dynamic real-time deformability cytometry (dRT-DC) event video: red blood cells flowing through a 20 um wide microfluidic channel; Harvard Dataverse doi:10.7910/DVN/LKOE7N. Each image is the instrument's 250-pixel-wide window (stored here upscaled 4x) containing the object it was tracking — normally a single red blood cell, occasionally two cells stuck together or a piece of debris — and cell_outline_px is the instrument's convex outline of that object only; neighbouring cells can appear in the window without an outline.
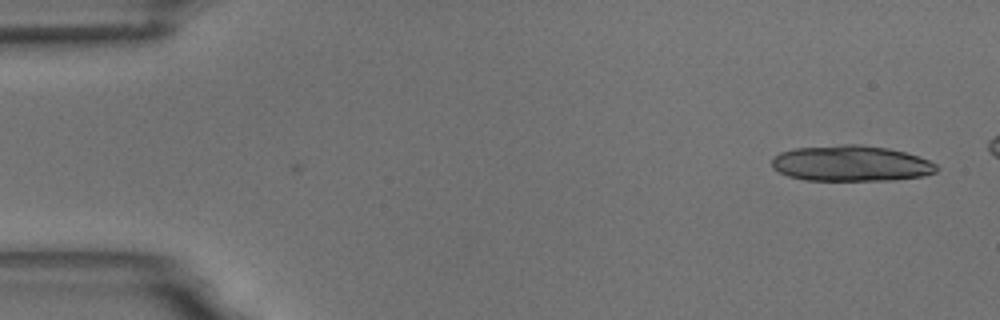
{"species": "common noctule bat (a hibernating species)", "species_latin": "Nyctalus noctula", "temperature_condition": "room temperature", "stored_images_in_passage": 2, "camera_frame_rate_fps": 3000, "um_per_image_px": 0.085, "animal": {"sex": "male", "body_mass_g": 18.8}, "frame": {"image": 1, "passage_image": 2, "time_ms": 0.333, "image_size_px": [1000, 320], "cell_outline_px": [[940, 168], [936, 172], [924, 176], [892, 180], [804, 180], [788, 176], [772, 168], [772, 156], [780, 152], [792, 148], [844, 144], [860, 144], [888, 148], [904, 152], [928, 160], [936, 164]], "centroid_in_image_um": [72.31, 13.89], "position_along_channel_um": 12.7, "area_um2": 34.56}}